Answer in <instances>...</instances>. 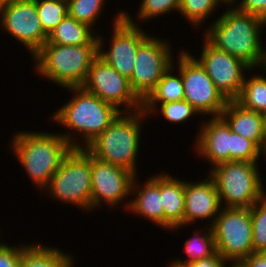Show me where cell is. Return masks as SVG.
I'll return each mask as SVG.
<instances>
[{
  "mask_svg": "<svg viewBox=\"0 0 266 267\" xmlns=\"http://www.w3.org/2000/svg\"><path fill=\"white\" fill-rule=\"evenodd\" d=\"M17 131L11 139V150L40 192L45 189L72 148H78V137L71 133Z\"/></svg>",
  "mask_w": 266,
  "mask_h": 267,
  "instance_id": "1",
  "label": "cell"
},
{
  "mask_svg": "<svg viewBox=\"0 0 266 267\" xmlns=\"http://www.w3.org/2000/svg\"><path fill=\"white\" fill-rule=\"evenodd\" d=\"M208 27L204 38L211 46L255 69L261 53V31L266 27V21L231 6Z\"/></svg>",
  "mask_w": 266,
  "mask_h": 267,
  "instance_id": "2",
  "label": "cell"
},
{
  "mask_svg": "<svg viewBox=\"0 0 266 267\" xmlns=\"http://www.w3.org/2000/svg\"><path fill=\"white\" fill-rule=\"evenodd\" d=\"M67 90L73 93L74 97L50 118L58 125L75 132V136L80 135L79 138L83 139L78 140V148L85 149L118 117L121 111L82 87H67ZM82 140L83 143L80 144Z\"/></svg>",
  "mask_w": 266,
  "mask_h": 267,
  "instance_id": "3",
  "label": "cell"
},
{
  "mask_svg": "<svg viewBox=\"0 0 266 267\" xmlns=\"http://www.w3.org/2000/svg\"><path fill=\"white\" fill-rule=\"evenodd\" d=\"M146 117L142 109L121 112L85 149L96 159L123 167L137 175V153L142 131L140 123Z\"/></svg>",
  "mask_w": 266,
  "mask_h": 267,
  "instance_id": "4",
  "label": "cell"
},
{
  "mask_svg": "<svg viewBox=\"0 0 266 267\" xmlns=\"http://www.w3.org/2000/svg\"><path fill=\"white\" fill-rule=\"evenodd\" d=\"M98 56V44L58 45L45 43L33 56L40 76L58 86L81 87L93 60Z\"/></svg>",
  "mask_w": 266,
  "mask_h": 267,
  "instance_id": "5",
  "label": "cell"
},
{
  "mask_svg": "<svg viewBox=\"0 0 266 267\" xmlns=\"http://www.w3.org/2000/svg\"><path fill=\"white\" fill-rule=\"evenodd\" d=\"M258 165L257 162L228 161L211 167L209 176L217 187L222 207L250 208L264 198Z\"/></svg>",
  "mask_w": 266,
  "mask_h": 267,
  "instance_id": "6",
  "label": "cell"
},
{
  "mask_svg": "<svg viewBox=\"0 0 266 267\" xmlns=\"http://www.w3.org/2000/svg\"><path fill=\"white\" fill-rule=\"evenodd\" d=\"M45 191L61 203L91 211V154L84 148H72Z\"/></svg>",
  "mask_w": 266,
  "mask_h": 267,
  "instance_id": "7",
  "label": "cell"
},
{
  "mask_svg": "<svg viewBox=\"0 0 266 267\" xmlns=\"http://www.w3.org/2000/svg\"><path fill=\"white\" fill-rule=\"evenodd\" d=\"M211 227L216 251L227 262H242L253 253L250 208L222 207Z\"/></svg>",
  "mask_w": 266,
  "mask_h": 267,
  "instance_id": "8",
  "label": "cell"
},
{
  "mask_svg": "<svg viewBox=\"0 0 266 267\" xmlns=\"http://www.w3.org/2000/svg\"><path fill=\"white\" fill-rule=\"evenodd\" d=\"M129 14L121 10L114 17L111 44L106 51L103 38L97 35L98 56L128 79L132 76L139 46L150 36Z\"/></svg>",
  "mask_w": 266,
  "mask_h": 267,
  "instance_id": "9",
  "label": "cell"
},
{
  "mask_svg": "<svg viewBox=\"0 0 266 267\" xmlns=\"http://www.w3.org/2000/svg\"><path fill=\"white\" fill-rule=\"evenodd\" d=\"M177 60L176 71L181 73L184 100L202 116L219 117L228 101L218 91L205 69L186 50L180 51Z\"/></svg>",
  "mask_w": 266,
  "mask_h": 267,
  "instance_id": "10",
  "label": "cell"
},
{
  "mask_svg": "<svg viewBox=\"0 0 266 267\" xmlns=\"http://www.w3.org/2000/svg\"><path fill=\"white\" fill-rule=\"evenodd\" d=\"M81 87L104 102L115 106L121 112H134L142 109V100L131 88L129 79L119 74L99 56L93 60L87 78ZM123 106L124 108L121 109L120 107Z\"/></svg>",
  "mask_w": 266,
  "mask_h": 267,
  "instance_id": "11",
  "label": "cell"
},
{
  "mask_svg": "<svg viewBox=\"0 0 266 267\" xmlns=\"http://www.w3.org/2000/svg\"><path fill=\"white\" fill-rule=\"evenodd\" d=\"M164 40V41H163ZM171 44L150 35L138 48L129 79L131 88L143 101L173 63Z\"/></svg>",
  "mask_w": 266,
  "mask_h": 267,
  "instance_id": "12",
  "label": "cell"
},
{
  "mask_svg": "<svg viewBox=\"0 0 266 267\" xmlns=\"http://www.w3.org/2000/svg\"><path fill=\"white\" fill-rule=\"evenodd\" d=\"M0 28L24 45L34 55L48 40L35 0H16L0 5Z\"/></svg>",
  "mask_w": 266,
  "mask_h": 267,
  "instance_id": "13",
  "label": "cell"
},
{
  "mask_svg": "<svg viewBox=\"0 0 266 267\" xmlns=\"http://www.w3.org/2000/svg\"><path fill=\"white\" fill-rule=\"evenodd\" d=\"M203 42L200 58L193 57L205 69L224 98L227 101H235L240 95L245 79L244 74L247 70L248 72L254 70L231 54L215 49L205 39Z\"/></svg>",
  "mask_w": 266,
  "mask_h": 267,
  "instance_id": "14",
  "label": "cell"
},
{
  "mask_svg": "<svg viewBox=\"0 0 266 267\" xmlns=\"http://www.w3.org/2000/svg\"><path fill=\"white\" fill-rule=\"evenodd\" d=\"M135 176L128 169L105 163L91 155V211L103 204L113 209L127 200Z\"/></svg>",
  "mask_w": 266,
  "mask_h": 267,
  "instance_id": "15",
  "label": "cell"
},
{
  "mask_svg": "<svg viewBox=\"0 0 266 267\" xmlns=\"http://www.w3.org/2000/svg\"><path fill=\"white\" fill-rule=\"evenodd\" d=\"M184 194L183 226H176L171 231L193 224L196 220H211L208 224L211 227L222 209L214 180L208 175L199 182L184 181Z\"/></svg>",
  "mask_w": 266,
  "mask_h": 267,
  "instance_id": "16",
  "label": "cell"
},
{
  "mask_svg": "<svg viewBox=\"0 0 266 267\" xmlns=\"http://www.w3.org/2000/svg\"><path fill=\"white\" fill-rule=\"evenodd\" d=\"M206 121L200 125L195 143L196 154L205 157L212 167L230 161L233 132L220 116Z\"/></svg>",
  "mask_w": 266,
  "mask_h": 267,
  "instance_id": "17",
  "label": "cell"
},
{
  "mask_svg": "<svg viewBox=\"0 0 266 267\" xmlns=\"http://www.w3.org/2000/svg\"><path fill=\"white\" fill-rule=\"evenodd\" d=\"M137 178L139 177L136 175L131 187V195L135 194L136 196L133 200L131 198L129 202L128 200L124 202L126 204L125 210L131 212V214H139L164 229V209L160 196V173L148 177L144 185L138 184L139 180Z\"/></svg>",
  "mask_w": 266,
  "mask_h": 267,
  "instance_id": "18",
  "label": "cell"
},
{
  "mask_svg": "<svg viewBox=\"0 0 266 267\" xmlns=\"http://www.w3.org/2000/svg\"><path fill=\"white\" fill-rule=\"evenodd\" d=\"M220 117L233 133L253 141L264 152L263 114L228 101Z\"/></svg>",
  "mask_w": 266,
  "mask_h": 267,
  "instance_id": "19",
  "label": "cell"
},
{
  "mask_svg": "<svg viewBox=\"0 0 266 267\" xmlns=\"http://www.w3.org/2000/svg\"><path fill=\"white\" fill-rule=\"evenodd\" d=\"M160 196L164 209V229L172 230L176 226H183L184 217V181L160 173Z\"/></svg>",
  "mask_w": 266,
  "mask_h": 267,
  "instance_id": "20",
  "label": "cell"
},
{
  "mask_svg": "<svg viewBox=\"0 0 266 267\" xmlns=\"http://www.w3.org/2000/svg\"><path fill=\"white\" fill-rule=\"evenodd\" d=\"M174 60L169 69L163 74L155 88L142 101V110L147 116L157 112L161 103L175 102L184 99V87L181 73L174 74ZM150 114V115H149Z\"/></svg>",
  "mask_w": 266,
  "mask_h": 267,
  "instance_id": "21",
  "label": "cell"
},
{
  "mask_svg": "<svg viewBox=\"0 0 266 267\" xmlns=\"http://www.w3.org/2000/svg\"><path fill=\"white\" fill-rule=\"evenodd\" d=\"M38 243L29 244L22 252L19 267H73L72 254ZM64 252V253H63Z\"/></svg>",
  "mask_w": 266,
  "mask_h": 267,
  "instance_id": "22",
  "label": "cell"
},
{
  "mask_svg": "<svg viewBox=\"0 0 266 267\" xmlns=\"http://www.w3.org/2000/svg\"><path fill=\"white\" fill-rule=\"evenodd\" d=\"M94 32L95 29L67 15L48 35L46 43L74 46L98 44L97 34L94 35Z\"/></svg>",
  "mask_w": 266,
  "mask_h": 267,
  "instance_id": "23",
  "label": "cell"
},
{
  "mask_svg": "<svg viewBox=\"0 0 266 267\" xmlns=\"http://www.w3.org/2000/svg\"><path fill=\"white\" fill-rule=\"evenodd\" d=\"M206 226L207 227L204 226V232L202 230L198 233L194 232V235L186 240L184 252L187 254L188 259H186V261L182 259H174L169 264L174 267H185L195 260L207 258L216 252L212 227L209 225Z\"/></svg>",
  "mask_w": 266,
  "mask_h": 267,
  "instance_id": "24",
  "label": "cell"
},
{
  "mask_svg": "<svg viewBox=\"0 0 266 267\" xmlns=\"http://www.w3.org/2000/svg\"><path fill=\"white\" fill-rule=\"evenodd\" d=\"M254 74L244 79L240 95L235 100L243 108L264 114L266 112V77Z\"/></svg>",
  "mask_w": 266,
  "mask_h": 267,
  "instance_id": "25",
  "label": "cell"
},
{
  "mask_svg": "<svg viewBox=\"0 0 266 267\" xmlns=\"http://www.w3.org/2000/svg\"><path fill=\"white\" fill-rule=\"evenodd\" d=\"M44 32L49 35L68 15L67 0H35Z\"/></svg>",
  "mask_w": 266,
  "mask_h": 267,
  "instance_id": "26",
  "label": "cell"
},
{
  "mask_svg": "<svg viewBox=\"0 0 266 267\" xmlns=\"http://www.w3.org/2000/svg\"><path fill=\"white\" fill-rule=\"evenodd\" d=\"M220 0H181L179 11L181 16L198 29L216 9L221 6ZM218 7V8H217ZM196 26V27H195Z\"/></svg>",
  "mask_w": 266,
  "mask_h": 267,
  "instance_id": "27",
  "label": "cell"
},
{
  "mask_svg": "<svg viewBox=\"0 0 266 267\" xmlns=\"http://www.w3.org/2000/svg\"><path fill=\"white\" fill-rule=\"evenodd\" d=\"M68 15L94 29L96 19L102 14L105 0H67ZM93 26V27H92Z\"/></svg>",
  "mask_w": 266,
  "mask_h": 267,
  "instance_id": "28",
  "label": "cell"
},
{
  "mask_svg": "<svg viewBox=\"0 0 266 267\" xmlns=\"http://www.w3.org/2000/svg\"><path fill=\"white\" fill-rule=\"evenodd\" d=\"M252 221L253 252L266 253V200L254 203L250 207Z\"/></svg>",
  "mask_w": 266,
  "mask_h": 267,
  "instance_id": "29",
  "label": "cell"
},
{
  "mask_svg": "<svg viewBox=\"0 0 266 267\" xmlns=\"http://www.w3.org/2000/svg\"><path fill=\"white\" fill-rule=\"evenodd\" d=\"M181 0H142L138 13L137 20L149 21L160 15L164 16L172 11H179Z\"/></svg>",
  "mask_w": 266,
  "mask_h": 267,
  "instance_id": "30",
  "label": "cell"
},
{
  "mask_svg": "<svg viewBox=\"0 0 266 267\" xmlns=\"http://www.w3.org/2000/svg\"><path fill=\"white\" fill-rule=\"evenodd\" d=\"M265 153L251 140L233 133L230 161L258 162Z\"/></svg>",
  "mask_w": 266,
  "mask_h": 267,
  "instance_id": "31",
  "label": "cell"
},
{
  "mask_svg": "<svg viewBox=\"0 0 266 267\" xmlns=\"http://www.w3.org/2000/svg\"><path fill=\"white\" fill-rule=\"evenodd\" d=\"M159 105L158 112L163 115L165 120L173 124H184V122H187L193 115H199L197 110L184 99L175 102L161 103Z\"/></svg>",
  "mask_w": 266,
  "mask_h": 267,
  "instance_id": "32",
  "label": "cell"
},
{
  "mask_svg": "<svg viewBox=\"0 0 266 267\" xmlns=\"http://www.w3.org/2000/svg\"><path fill=\"white\" fill-rule=\"evenodd\" d=\"M0 243V267H19L23 250L29 244L9 246L3 241ZM22 246V247H21Z\"/></svg>",
  "mask_w": 266,
  "mask_h": 267,
  "instance_id": "33",
  "label": "cell"
},
{
  "mask_svg": "<svg viewBox=\"0 0 266 267\" xmlns=\"http://www.w3.org/2000/svg\"><path fill=\"white\" fill-rule=\"evenodd\" d=\"M235 7L244 13L255 15L266 21V0H242Z\"/></svg>",
  "mask_w": 266,
  "mask_h": 267,
  "instance_id": "34",
  "label": "cell"
},
{
  "mask_svg": "<svg viewBox=\"0 0 266 267\" xmlns=\"http://www.w3.org/2000/svg\"><path fill=\"white\" fill-rule=\"evenodd\" d=\"M228 262L216 251L213 255L195 260L185 267H226Z\"/></svg>",
  "mask_w": 266,
  "mask_h": 267,
  "instance_id": "35",
  "label": "cell"
},
{
  "mask_svg": "<svg viewBox=\"0 0 266 267\" xmlns=\"http://www.w3.org/2000/svg\"><path fill=\"white\" fill-rule=\"evenodd\" d=\"M242 263L246 267H266V253L253 252Z\"/></svg>",
  "mask_w": 266,
  "mask_h": 267,
  "instance_id": "36",
  "label": "cell"
},
{
  "mask_svg": "<svg viewBox=\"0 0 266 267\" xmlns=\"http://www.w3.org/2000/svg\"><path fill=\"white\" fill-rule=\"evenodd\" d=\"M256 68H261L260 70H265V74H266V47L263 46V44L261 45V53H260V58H259V61L255 67V70ZM263 68V69H262Z\"/></svg>",
  "mask_w": 266,
  "mask_h": 267,
  "instance_id": "37",
  "label": "cell"
},
{
  "mask_svg": "<svg viewBox=\"0 0 266 267\" xmlns=\"http://www.w3.org/2000/svg\"><path fill=\"white\" fill-rule=\"evenodd\" d=\"M264 153L266 154V112L263 114Z\"/></svg>",
  "mask_w": 266,
  "mask_h": 267,
  "instance_id": "38",
  "label": "cell"
},
{
  "mask_svg": "<svg viewBox=\"0 0 266 267\" xmlns=\"http://www.w3.org/2000/svg\"><path fill=\"white\" fill-rule=\"evenodd\" d=\"M221 3L223 4H226V5H230L231 6H235L236 4L238 5V0H220ZM236 3V4H235Z\"/></svg>",
  "mask_w": 266,
  "mask_h": 267,
  "instance_id": "39",
  "label": "cell"
},
{
  "mask_svg": "<svg viewBox=\"0 0 266 267\" xmlns=\"http://www.w3.org/2000/svg\"><path fill=\"white\" fill-rule=\"evenodd\" d=\"M230 267H246L242 262H231Z\"/></svg>",
  "mask_w": 266,
  "mask_h": 267,
  "instance_id": "40",
  "label": "cell"
},
{
  "mask_svg": "<svg viewBox=\"0 0 266 267\" xmlns=\"http://www.w3.org/2000/svg\"><path fill=\"white\" fill-rule=\"evenodd\" d=\"M13 1H16V0H0V5L6 4V3H10V2H13Z\"/></svg>",
  "mask_w": 266,
  "mask_h": 267,
  "instance_id": "41",
  "label": "cell"
}]
</instances>
